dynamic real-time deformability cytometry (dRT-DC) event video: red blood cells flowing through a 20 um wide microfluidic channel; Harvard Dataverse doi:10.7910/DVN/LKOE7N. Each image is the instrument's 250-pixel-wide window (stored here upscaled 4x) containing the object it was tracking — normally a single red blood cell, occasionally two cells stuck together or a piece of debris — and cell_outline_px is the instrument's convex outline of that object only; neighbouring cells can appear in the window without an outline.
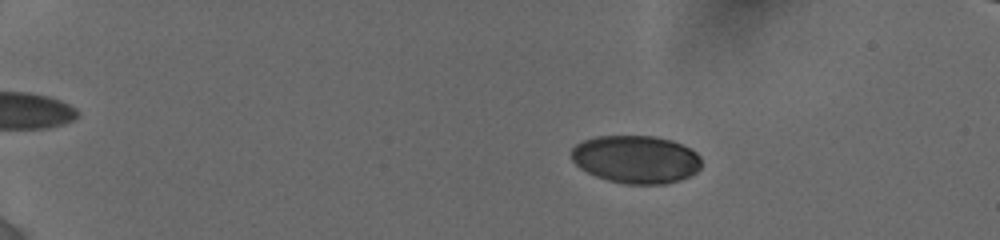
{"species": "human", "species_latin": "Homo sapiens", "temperature_condition": "cold", "stored_images_in_passage": 21, "camera_frame_rate_fps": 3000, "um_per_image_px": 0.085, "donor": {"sex": "female"}, "frame": {"image": 1, "passage_image": 10, "time_ms": 3.333, "image_size_px": [1000, 240], "cell_outline_px": [[700, 168], [696, 172], [680, 180], [664, 184], [624, 184], [608, 180], [596, 176], [580, 168], [572, 160], [572, 148], [576, 144], [584, 140], [596, 136], [652, 136], [672, 140], [696, 152], [700, 156]], "centroid_in_image_um": [54.05, 13.54], "position_along_channel_um": 31.0, "area_um2": 36.18}}
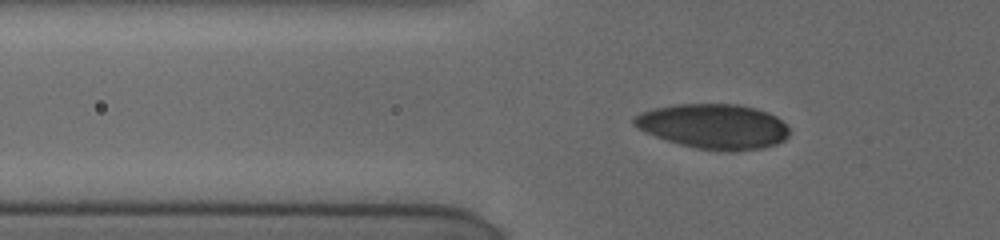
{"frame": {"image": 2, "passage_image": 19, "time_ms": 6.667, "image_size_px": [1000, 240], "cell_outline_px": [[788, 136], [784, 140], [776, 144], [764, 148], [696, 148], [680, 144], [644, 132], [632, 124], [632, 116], [640, 112], [656, 108], [676, 104], [736, 104], [756, 108], [768, 112], [776, 116], [788, 128]], "centroid_in_image_um": [60.61, 10.69], "position_along_channel_um": 65.2, "area_um2": 39.71}}